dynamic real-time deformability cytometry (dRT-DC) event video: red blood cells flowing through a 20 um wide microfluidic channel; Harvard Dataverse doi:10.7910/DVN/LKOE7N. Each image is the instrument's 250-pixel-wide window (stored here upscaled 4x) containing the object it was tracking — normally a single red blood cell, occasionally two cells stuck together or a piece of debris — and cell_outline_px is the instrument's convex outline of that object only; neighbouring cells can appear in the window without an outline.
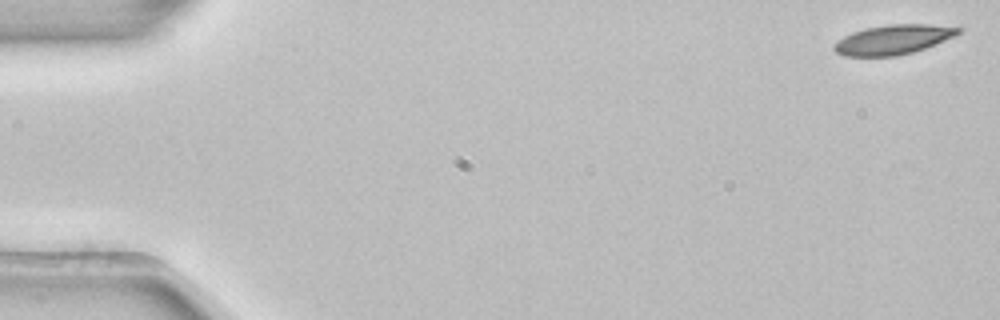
{"species": "common noctule bat (a hibernating species)", "species_latin": "Nyctalus noctula", "temperature_condition": "room temperature", "stored_images_in_passage": 4, "camera_frame_rate_fps": 3000, "um_per_image_px": 0.085, "animal": {"sex": "female", "body_mass_g": 22.7, "forearm_length_mm": 54.2}, "frame": {"image": 1, "passage_image": 1, "time_ms": 0.0, "image_size_px": [1000, 320], "cell_outline_px": [[964, 28], [956, 36], [936, 44], [912, 52], [896, 56], [844, 56], [836, 52], [832, 48], [832, 44], [836, 40], [852, 32], [868, 28], [888, 24], [928, 24]], "centroid_in_image_um": [75.91, 3.36], "position_along_channel_um": 9.1, "area_um2": 21.5}}
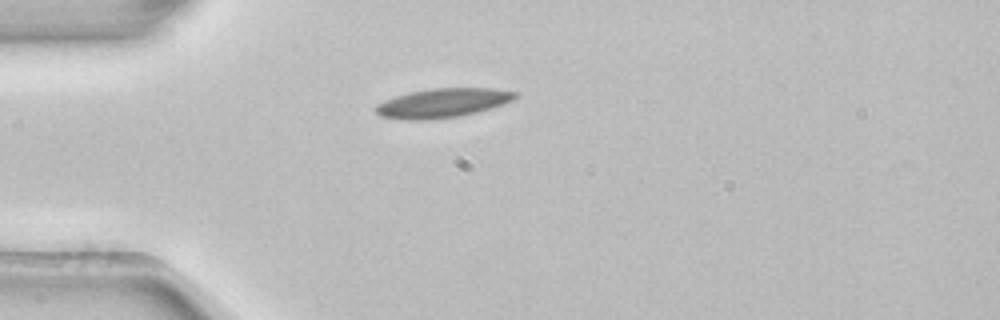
{"frame": {"image": 2, "passage_image": 4, "time_ms": 1.0, "image_size_px": [1000, 320], "cell_outline_px": [[516, 96], [512, 100], [492, 108], [460, 116], [424, 120], [408, 120], [380, 116], [376, 112], [376, 104], [384, 100], [408, 92], [432, 88], [496, 88], [516, 92]], "centroid_in_image_um": [37.61, 8.75], "position_along_channel_um": 47.4, "area_um2": 23.64}}